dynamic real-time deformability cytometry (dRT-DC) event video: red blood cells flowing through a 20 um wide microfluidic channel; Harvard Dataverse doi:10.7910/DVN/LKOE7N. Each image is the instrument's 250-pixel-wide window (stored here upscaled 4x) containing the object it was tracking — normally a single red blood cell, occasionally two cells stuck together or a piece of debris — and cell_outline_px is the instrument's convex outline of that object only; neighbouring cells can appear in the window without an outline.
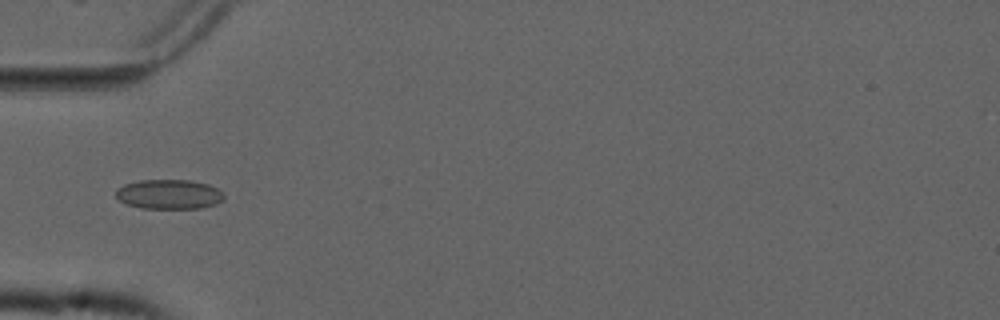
{"species": "common noctule bat (a hibernating species)", "species_latin": "Nyctalus noctula", "temperature_condition": "cold", "stored_images_in_passage": 4, "camera_frame_rate_fps": 3000, "um_per_image_px": 0.085, "animal": {"sex": "male", "forearm_length_mm": 52.5}, "frame": {"image": 1, "passage_image": 4, "time_ms": 1.0, "image_size_px": [1000, 320], "cell_outline_px": [[224, 200], [216, 204], [200, 208], [140, 208], [128, 204], [120, 200], [116, 196], [116, 188], [124, 184], [140, 180], [192, 180], [208, 184], [224, 192]], "centroid_in_image_um": [14.39, 16.51], "position_along_channel_um": 70.6, "area_um2": 18.73}}